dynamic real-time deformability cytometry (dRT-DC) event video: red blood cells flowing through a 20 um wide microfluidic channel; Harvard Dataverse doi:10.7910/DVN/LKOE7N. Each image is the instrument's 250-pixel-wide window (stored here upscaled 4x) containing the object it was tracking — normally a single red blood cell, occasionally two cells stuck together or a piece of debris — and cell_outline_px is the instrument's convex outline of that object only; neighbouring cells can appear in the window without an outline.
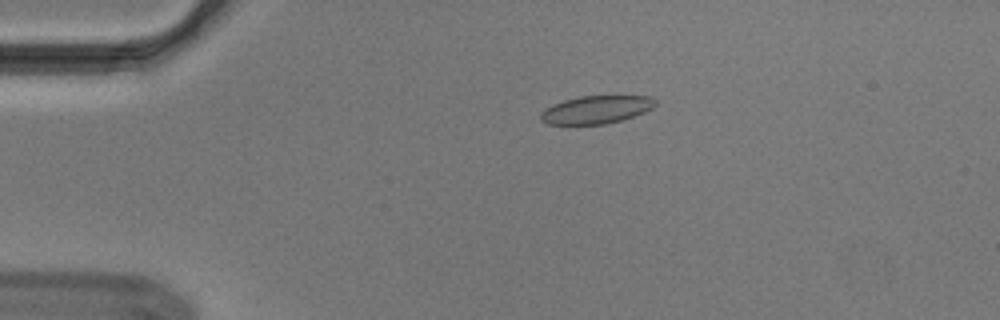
{"species": "Egyptian fruit bat (a non-hibernating species)", "species_latin": "Rousettus aegyptiacus", "temperature_condition": "cold", "stored_images_in_passage": 44, "camera_frame_rate_fps": 3000, "um_per_image_px": 0.085, "animal": {"sex": "male"}, "frame": {"image": 1, "passage_image": 1, "time_ms": 0.0, "image_size_px": [1000, 320], "cell_outline_px": [[656, 104], [652, 108], [644, 112], [620, 120], [604, 124], [548, 124], [540, 120], [540, 112], [544, 108], [552, 104], [564, 100], [580, 96], [652, 96], [656, 100]], "centroid_in_image_um": [50.64, 9.31], "position_along_channel_um": 34.4, "area_um2": 18.61}, "authors_computed_cell_mechanics": {"area_um2": 19.4208, "velocity_mm_per_s": 3.6672, "shape_relaxation_time_tau1_ms": null, "shape_relaxation_time_tau2_ms": 1.454, "deformation_change_tau1": null, "deformation_change_tau2": 0.0571}}